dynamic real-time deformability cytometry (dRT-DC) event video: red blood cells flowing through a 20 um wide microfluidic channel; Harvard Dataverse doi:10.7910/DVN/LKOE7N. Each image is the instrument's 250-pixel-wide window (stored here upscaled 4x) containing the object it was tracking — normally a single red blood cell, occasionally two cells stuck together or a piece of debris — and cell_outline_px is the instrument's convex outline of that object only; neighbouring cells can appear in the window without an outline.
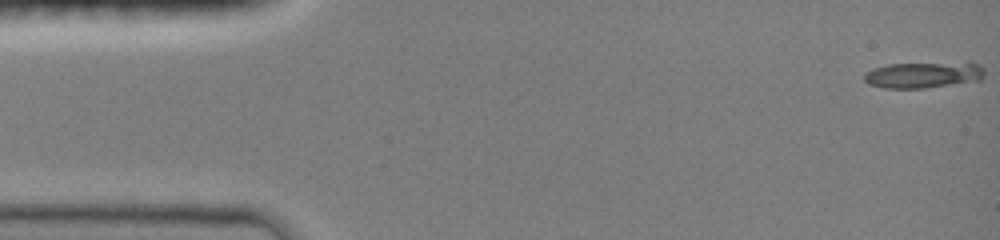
{"species": "common noctule bat (a hibernating species)", "species_latin": "Nyctalus noctula", "temperature_condition": "room temperature", "stored_images_in_passage": 12, "camera_frame_rate_fps": 3000, "um_per_image_px": 0.085, "animal": {"sex": "female", "body_mass_g": 19.0, "forearm_length_mm": 51.5}, "frame": {"image": 1, "passage_image": 1, "time_ms": 0.0, "image_size_px": [1000, 240], "cell_outline_px": [[984, 76], [980, 80], [924, 88], [884, 88], [868, 84], [864, 80], [864, 72], [872, 68], [888, 64], [980, 64], [984, 68]], "centroid_in_image_um": [78.4, 6.39], "position_along_channel_um": 6.6, "area_um2": 17.86}}